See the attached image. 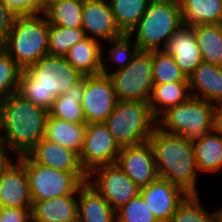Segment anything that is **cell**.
<instances>
[{
  "label": "cell",
  "mask_w": 222,
  "mask_h": 222,
  "mask_svg": "<svg viewBox=\"0 0 222 222\" xmlns=\"http://www.w3.org/2000/svg\"><path fill=\"white\" fill-rule=\"evenodd\" d=\"M213 130L222 134V102L214 103Z\"/></svg>",
  "instance_id": "cell-41"
},
{
  "label": "cell",
  "mask_w": 222,
  "mask_h": 222,
  "mask_svg": "<svg viewBox=\"0 0 222 222\" xmlns=\"http://www.w3.org/2000/svg\"><path fill=\"white\" fill-rule=\"evenodd\" d=\"M190 96L188 82L154 84L148 104L152 114L158 119L169 108L185 102Z\"/></svg>",
  "instance_id": "cell-25"
},
{
  "label": "cell",
  "mask_w": 222,
  "mask_h": 222,
  "mask_svg": "<svg viewBox=\"0 0 222 222\" xmlns=\"http://www.w3.org/2000/svg\"><path fill=\"white\" fill-rule=\"evenodd\" d=\"M151 54L154 84L188 82V78L180 70L172 55L164 50H153Z\"/></svg>",
  "instance_id": "cell-32"
},
{
  "label": "cell",
  "mask_w": 222,
  "mask_h": 222,
  "mask_svg": "<svg viewBox=\"0 0 222 222\" xmlns=\"http://www.w3.org/2000/svg\"><path fill=\"white\" fill-rule=\"evenodd\" d=\"M82 29L86 37L105 42L124 34L117 26L109 0H84Z\"/></svg>",
  "instance_id": "cell-15"
},
{
  "label": "cell",
  "mask_w": 222,
  "mask_h": 222,
  "mask_svg": "<svg viewBox=\"0 0 222 222\" xmlns=\"http://www.w3.org/2000/svg\"><path fill=\"white\" fill-rule=\"evenodd\" d=\"M23 69L4 50L0 49V97H9L18 93Z\"/></svg>",
  "instance_id": "cell-35"
},
{
  "label": "cell",
  "mask_w": 222,
  "mask_h": 222,
  "mask_svg": "<svg viewBox=\"0 0 222 222\" xmlns=\"http://www.w3.org/2000/svg\"><path fill=\"white\" fill-rule=\"evenodd\" d=\"M182 26L179 0H151L129 35L135 36L134 42L139 50H163L167 41Z\"/></svg>",
  "instance_id": "cell-4"
},
{
  "label": "cell",
  "mask_w": 222,
  "mask_h": 222,
  "mask_svg": "<svg viewBox=\"0 0 222 222\" xmlns=\"http://www.w3.org/2000/svg\"><path fill=\"white\" fill-rule=\"evenodd\" d=\"M203 62L222 67V24L193 26Z\"/></svg>",
  "instance_id": "cell-28"
},
{
  "label": "cell",
  "mask_w": 222,
  "mask_h": 222,
  "mask_svg": "<svg viewBox=\"0 0 222 222\" xmlns=\"http://www.w3.org/2000/svg\"><path fill=\"white\" fill-rule=\"evenodd\" d=\"M83 77L64 56L46 55L22 71L18 94L49 112L56 97Z\"/></svg>",
  "instance_id": "cell-1"
},
{
  "label": "cell",
  "mask_w": 222,
  "mask_h": 222,
  "mask_svg": "<svg viewBox=\"0 0 222 222\" xmlns=\"http://www.w3.org/2000/svg\"><path fill=\"white\" fill-rule=\"evenodd\" d=\"M16 15L44 14L45 0H1Z\"/></svg>",
  "instance_id": "cell-37"
},
{
  "label": "cell",
  "mask_w": 222,
  "mask_h": 222,
  "mask_svg": "<svg viewBox=\"0 0 222 222\" xmlns=\"http://www.w3.org/2000/svg\"><path fill=\"white\" fill-rule=\"evenodd\" d=\"M4 207H33L25 166L18 159L0 175V208Z\"/></svg>",
  "instance_id": "cell-16"
},
{
  "label": "cell",
  "mask_w": 222,
  "mask_h": 222,
  "mask_svg": "<svg viewBox=\"0 0 222 222\" xmlns=\"http://www.w3.org/2000/svg\"><path fill=\"white\" fill-rule=\"evenodd\" d=\"M131 38L129 34L124 33L118 38L108 41L111 47H108L107 53L110 54L107 58L103 55L101 74L109 75L125 68L132 61L139 48Z\"/></svg>",
  "instance_id": "cell-29"
},
{
  "label": "cell",
  "mask_w": 222,
  "mask_h": 222,
  "mask_svg": "<svg viewBox=\"0 0 222 222\" xmlns=\"http://www.w3.org/2000/svg\"><path fill=\"white\" fill-rule=\"evenodd\" d=\"M116 222H158L141 195L116 210Z\"/></svg>",
  "instance_id": "cell-36"
},
{
  "label": "cell",
  "mask_w": 222,
  "mask_h": 222,
  "mask_svg": "<svg viewBox=\"0 0 222 222\" xmlns=\"http://www.w3.org/2000/svg\"><path fill=\"white\" fill-rule=\"evenodd\" d=\"M10 156H12V157H10ZM13 157H14L13 154L0 141V175L8 167V165L14 160Z\"/></svg>",
  "instance_id": "cell-40"
},
{
  "label": "cell",
  "mask_w": 222,
  "mask_h": 222,
  "mask_svg": "<svg viewBox=\"0 0 222 222\" xmlns=\"http://www.w3.org/2000/svg\"><path fill=\"white\" fill-rule=\"evenodd\" d=\"M198 172L216 173L222 169V134L212 130L192 140Z\"/></svg>",
  "instance_id": "cell-23"
},
{
  "label": "cell",
  "mask_w": 222,
  "mask_h": 222,
  "mask_svg": "<svg viewBox=\"0 0 222 222\" xmlns=\"http://www.w3.org/2000/svg\"><path fill=\"white\" fill-rule=\"evenodd\" d=\"M163 50L174 57L175 62L187 78L203 62L193 26L183 25L180 27L167 41Z\"/></svg>",
  "instance_id": "cell-18"
},
{
  "label": "cell",
  "mask_w": 222,
  "mask_h": 222,
  "mask_svg": "<svg viewBox=\"0 0 222 222\" xmlns=\"http://www.w3.org/2000/svg\"><path fill=\"white\" fill-rule=\"evenodd\" d=\"M108 76L118 101L148 102L154 85L151 51L139 50L125 68Z\"/></svg>",
  "instance_id": "cell-9"
},
{
  "label": "cell",
  "mask_w": 222,
  "mask_h": 222,
  "mask_svg": "<svg viewBox=\"0 0 222 222\" xmlns=\"http://www.w3.org/2000/svg\"><path fill=\"white\" fill-rule=\"evenodd\" d=\"M78 222H116V210L88 182L78 189Z\"/></svg>",
  "instance_id": "cell-21"
},
{
  "label": "cell",
  "mask_w": 222,
  "mask_h": 222,
  "mask_svg": "<svg viewBox=\"0 0 222 222\" xmlns=\"http://www.w3.org/2000/svg\"><path fill=\"white\" fill-rule=\"evenodd\" d=\"M213 116V103L190 96L164 112L157 119V127L166 133L193 140L213 130Z\"/></svg>",
  "instance_id": "cell-7"
},
{
  "label": "cell",
  "mask_w": 222,
  "mask_h": 222,
  "mask_svg": "<svg viewBox=\"0 0 222 222\" xmlns=\"http://www.w3.org/2000/svg\"><path fill=\"white\" fill-rule=\"evenodd\" d=\"M113 83L108 75L83 77L81 102L86 123H104L117 103Z\"/></svg>",
  "instance_id": "cell-12"
},
{
  "label": "cell",
  "mask_w": 222,
  "mask_h": 222,
  "mask_svg": "<svg viewBox=\"0 0 222 222\" xmlns=\"http://www.w3.org/2000/svg\"><path fill=\"white\" fill-rule=\"evenodd\" d=\"M103 49L101 41L86 37L75 44L65 58L82 75H99L102 70Z\"/></svg>",
  "instance_id": "cell-22"
},
{
  "label": "cell",
  "mask_w": 222,
  "mask_h": 222,
  "mask_svg": "<svg viewBox=\"0 0 222 222\" xmlns=\"http://www.w3.org/2000/svg\"><path fill=\"white\" fill-rule=\"evenodd\" d=\"M216 215H217V222H222V207L217 209Z\"/></svg>",
  "instance_id": "cell-42"
},
{
  "label": "cell",
  "mask_w": 222,
  "mask_h": 222,
  "mask_svg": "<svg viewBox=\"0 0 222 222\" xmlns=\"http://www.w3.org/2000/svg\"><path fill=\"white\" fill-rule=\"evenodd\" d=\"M32 222H78V190L73 194L35 202Z\"/></svg>",
  "instance_id": "cell-20"
},
{
  "label": "cell",
  "mask_w": 222,
  "mask_h": 222,
  "mask_svg": "<svg viewBox=\"0 0 222 222\" xmlns=\"http://www.w3.org/2000/svg\"><path fill=\"white\" fill-rule=\"evenodd\" d=\"M120 151V145L104 123L86 125L79 161L87 174L96 167L115 163Z\"/></svg>",
  "instance_id": "cell-11"
},
{
  "label": "cell",
  "mask_w": 222,
  "mask_h": 222,
  "mask_svg": "<svg viewBox=\"0 0 222 222\" xmlns=\"http://www.w3.org/2000/svg\"><path fill=\"white\" fill-rule=\"evenodd\" d=\"M183 25L222 24L220 0H179Z\"/></svg>",
  "instance_id": "cell-26"
},
{
  "label": "cell",
  "mask_w": 222,
  "mask_h": 222,
  "mask_svg": "<svg viewBox=\"0 0 222 222\" xmlns=\"http://www.w3.org/2000/svg\"><path fill=\"white\" fill-rule=\"evenodd\" d=\"M170 222H217L216 211L211 214L200 202L199 194H188L178 205Z\"/></svg>",
  "instance_id": "cell-34"
},
{
  "label": "cell",
  "mask_w": 222,
  "mask_h": 222,
  "mask_svg": "<svg viewBox=\"0 0 222 222\" xmlns=\"http://www.w3.org/2000/svg\"><path fill=\"white\" fill-rule=\"evenodd\" d=\"M148 141L152 146L159 178L179 186L188 194H199L192 140L156 127Z\"/></svg>",
  "instance_id": "cell-3"
},
{
  "label": "cell",
  "mask_w": 222,
  "mask_h": 222,
  "mask_svg": "<svg viewBox=\"0 0 222 222\" xmlns=\"http://www.w3.org/2000/svg\"><path fill=\"white\" fill-rule=\"evenodd\" d=\"M33 162L65 172H85L81 167L79 155L45 137L26 154Z\"/></svg>",
  "instance_id": "cell-17"
},
{
  "label": "cell",
  "mask_w": 222,
  "mask_h": 222,
  "mask_svg": "<svg viewBox=\"0 0 222 222\" xmlns=\"http://www.w3.org/2000/svg\"><path fill=\"white\" fill-rule=\"evenodd\" d=\"M84 0H65L49 4L44 12L50 25L82 28Z\"/></svg>",
  "instance_id": "cell-30"
},
{
  "label": "cell",
  "mask_w": 222,
  "mask_h": 222,
  "mask_svg": "<svg viewBox=\"0 0 222 222\" xmlns=\"http://www.w3.org/2000/svg\"><path fill=\"white\" fill-rule=\"evenodd\" d=\"M82 98L83 78L78 84L56 97L48 114L74 124L86 123L81 106Z\"/></svg>",
  "instance_id": "cell-27"
},
{
  "label": "cell",
  "mask_w": 222,
  "mask_h": 222,
  "mask_svg": "<svg viewBox=\"0 0 222 222\" xmlns=\"http://www.w3.org/2000/svg\"><path fill=\"white\" fill-rule=\"evenodd\" d=\"M88 183L92 185L115 210L139 195L141 189L116 163L94 168L88 174Z\"/></svg>",
  "instance_id": "cell-10"
},
{
  "label": "cell",
  "mask_w": 222,
  "mask_h": 222,
  "mask_svg": "<svg viewBox=\"0 0 222 222\" xmlns=\"http://www.w3.org/2000/svg\"><path fill=\"white\" fill-rule=\"evenodd\" d=\"M191 96L211 103L222 102V67L202 62L188 76Z\"/></svg>",
  "instance_id": "cell-19"
},
{
  "label": "cell",
  "mask_w": 222,
  "mask_h": 222,
  "mask_svg": "<svg viewBox=\"0 0 222 222\" xmlns=\"http://www.w3.org/2000/svg\"><path fill=\"white\" fill-rule=\"evenodd\" d=\"M48 112L20 94L2 98L0 141L16 157L26 155L45 136Z\"/></svg>",
  "instance_id": "cell-2"
},
{
  "label": "cell",
  "mask_w": 222,
  "mask_h": 222,
  "mask_svg": "<svg viewBox=\"0 0 222 222\" xmlns=\"http://www.w3.org/2000/svg\"><path fill=\"white\" fill-rule=\"evenodd\" d=\"M28 176L32 203L75 193L85 182L86 172H65L33 162L27 155L16 157Z\"/></svg>",
  "instance_id": "cell-8"
},
{
  "label": "cell",
  "mask_w": 222,
  "mask_h": 222,
  "mask_svg": "<svg viewBox=\"0 0 222 222\" xmlns=\"http://www.w3.org/2000/svg\"><path fill=\"white\" fill-rule=\"evenodd\" d=\"M0 222H32V208H0Z\"/></svg>",
  "instance_id": "cell-39"
},
{
  "label": "cell",
  "mask_w": 222,
  "mask_h": 222,
  "mask_svg": "<svg viewBox=\"0 0 222 222\" xmlns=\"http://www.w3.org/2000/svg\"><path fill=\"white\" fill-rule=\"evenodd\" d=\"M140 195L158 222H170L178 205L188 193L168 180L158 178L141 187Z\"/></svg>",
  "instance_id": "cell-14"
},
{
  "label": "cell",
  "mask_w": 222,
  "mask_h": 222,
  "mask_svg": "<svg viewBox=\"0 0 222 222\" xmlns=\"http://www.w3.org/2000/svg\"><path fill=\"white\" fill-rule=\"evenodd\" d=\"M60 1H65V0H45V7H47L49 4L57 3Z\"/></svg>",
  "instance_id": "cell-43"
},
{
  "label": "cell",
  "mask_w": 222,
  "mask_h": 222,
  "mask_svg": "<svg viewBox=\"0 0 222 222\" xmlns=\"http://www.w3.org/2000/svg\"><path fill=\"white\" fill-rule=\"evenodd\" d=\"M86 125L87 123H70L48 114L44 137L75 151L79 155L83 146Z\"/></svg>",
  "instance_id": "cell-24"
},
{
  "label": "cell",
  "mask_w": 222,
  "mask_h": 222,
  "mask_svg": "<svg viewBox=\"0 0 222 222\" xmlns=\"http://www.w3.org/2000/svg\"><path fill=\"white\" fill-rule=\"evenodd\" d=\"M151 0H109L119 29L129 32L138 24Z\"/></svg>",
  "instance_id": "cell-31"
},
{
  "label": "cell",
  "mask_w": 222,
  "mask_h": 222,
  "mask_svg": "<svg viewBox=\"0 0 222 222\" xmlns=\"http://www.w3.org/2000/svg\"><path fill=\"white\" fill-rule=\"evenodd\" d=\"M86 38L82 28H68L50 25L48 53L51 56H64L78 42Z\"/></svg>",
  "instance_id": "cell-33"
},
{
  "label": "cell",
  "mask_w": 222,
  "mask_h": 222,
  "mask_svg": "<svg viewBox=\"0 0 222 222\" xmlns=\"http://www.w3.org/2000/svg\"><path fill=\"white\" fill-rule=\"evenodd\" d=\"M49 29L44 14L16 15L3 49L24 70L49 55Z\"/></svg>",
  "instance_id": "cell-5"
},
{
  "label": "cell",
  "mask_w": 222,
  "mask_h": 222,
  "mask_svg": "<svg viewBox=\"0 0 222 222\" xmlns=\"http://www.w3.org/2000/svg\"><path fill=\"white\" fill-rule=\"evenodd\" d=\"M104 124L120 147L147 142L157 127L150 105L144 101H117Z\"/></svg>",
  "instance_id": "cell-6"
},
{
  "label": "cell",
  "mask_w": 222,
  "mask_h": 222,
  "mask_svg": "<svg viewBox=\"0 0 222 222\" xmlns=\"http://www.w3.org/2000/svg\"><path fill=\"white\" fill-rule=\"evenodd\" d=\"M16 14H14L1 0H0V49L5 47L9 34L13 28Z\"/></svg>",
  "instance_id": "cell-38"
},
{
  "label": "cell",
  "mask_w": 222,
  "mask_h": 222,
  "mask_svg": "<svg viewBox=\"0 0 222 222\" xmlns=\"http://www.w3.org/2000/svg\"><path fill=\"white\" fill-rule=\"evenodd\" d=\"M115 163L140 188L159 178L154 153L149 141L121 147Z\"/></svg>",
  "instance_id": "cell-13"
}]
</instances>
